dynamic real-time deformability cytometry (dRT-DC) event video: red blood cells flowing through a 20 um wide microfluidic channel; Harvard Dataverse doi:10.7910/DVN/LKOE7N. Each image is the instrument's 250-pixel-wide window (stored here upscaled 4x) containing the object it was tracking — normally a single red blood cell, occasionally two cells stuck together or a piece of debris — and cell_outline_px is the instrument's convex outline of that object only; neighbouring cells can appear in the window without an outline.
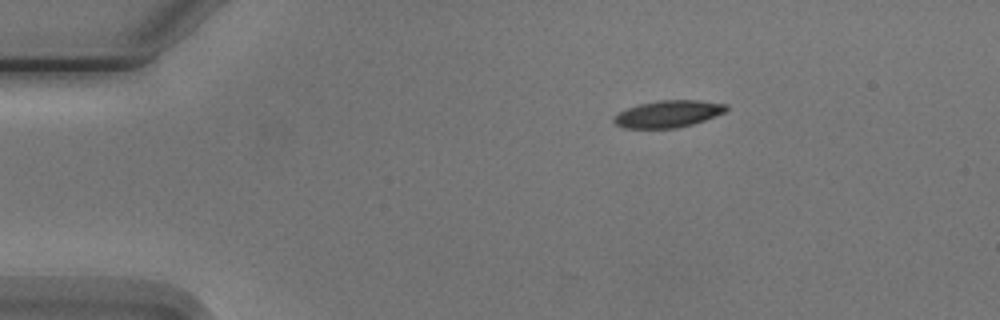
{"species": "Egyptian fruit bat (a non-hibernating species)", "species_latin": "Rousettus aegyptiacus", "temperature_condition": "cold", "stored_images_in_passage": 4, "camera_frame_rate_fps": 3000, "um_per_image_px": 0.085, "animal": {"sex": "male"}, "frame": {"image": 1, "passage_image": 4, "time_ms": 4.333, "image_size_px": [1000, 320], "cell_outline_px": [[728, 108], [724, 112], [704, 120], [692, 124], [676, 128], [624, 128], [616, 124], [612, 120], [620, 112], [628, 108], [640, 104], [656, 100], [700, 100], [728, 104]], "centroid_in_image_um": [56.81, 9.67], "position_along_channel_um": 28.2, "area_um2": 17.51}}